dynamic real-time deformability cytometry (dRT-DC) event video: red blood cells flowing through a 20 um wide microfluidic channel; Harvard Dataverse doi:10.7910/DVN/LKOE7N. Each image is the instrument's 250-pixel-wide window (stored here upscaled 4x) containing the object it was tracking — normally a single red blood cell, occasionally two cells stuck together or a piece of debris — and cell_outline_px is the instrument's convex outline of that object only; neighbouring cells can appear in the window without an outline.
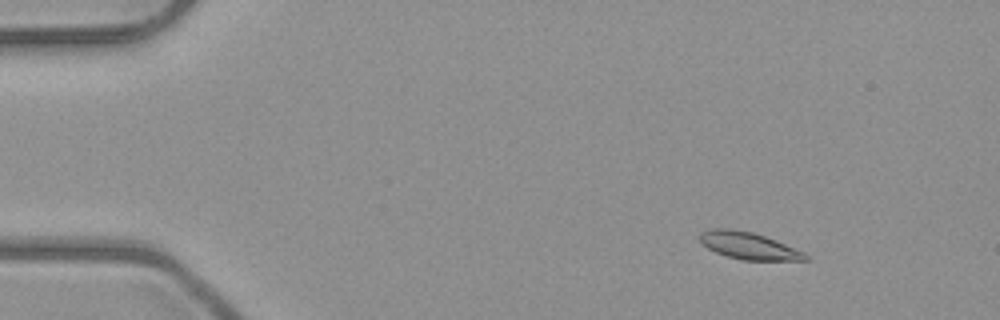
{"species": "common noctule bat (a hibernating species)", "species_latin": "Nyctalus noctula", "temperature_condition": "room temperature", "stored_images_in_passage": 7, "camera_frame_rate_fps": 3000, "um_per_image_px": 0.085, "animal": {"sex": "male", "body_mass_g": 23.1, "forearm_length_mm": 52.7}, "frame": {"image": 1, "passage_image": 1, "time_ms": 0.0, "image_size_px": [1000, 320], "cell_outline_px": [[808, 260], [740, 260], [716, 252], [708, 248], [700, 240], [700, 232], [708, 228], [732, 228], [752, 232], [776, 240], [804, 252], [808, 256]], "centroid_in_image_um": [63.62, 20.87], "position_along_channel_um": 21.4, "area_um2": 16.59}}